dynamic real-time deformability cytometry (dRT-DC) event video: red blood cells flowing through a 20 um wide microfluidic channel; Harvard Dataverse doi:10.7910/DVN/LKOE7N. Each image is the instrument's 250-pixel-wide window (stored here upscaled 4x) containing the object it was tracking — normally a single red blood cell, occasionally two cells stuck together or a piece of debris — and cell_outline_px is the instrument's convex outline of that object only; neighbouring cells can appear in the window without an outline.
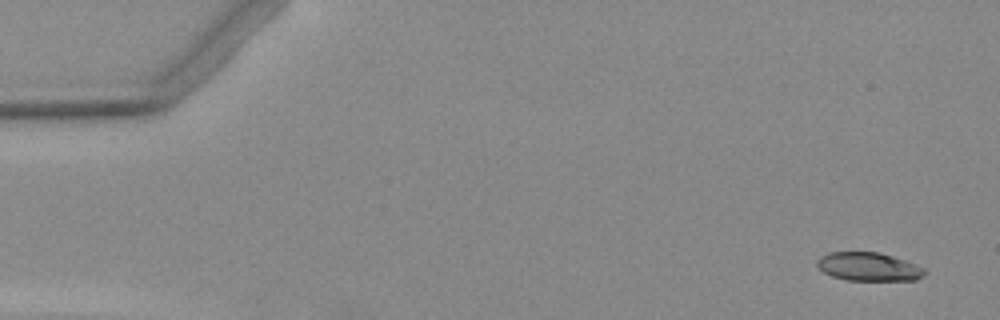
{"species": "Egyptian fruit bat (a non-hibernating species)", "species_latin": "Rousettus aegyptiacus", "temperature_condition": "warm", "stored_images_in_passage": 5, "camera_frame_rate_fps": 3000, "um_per_image_px": 0.085, "animal": {"sex": "female"}, "frame": {"image": 1, "passage_image": 1, "time_ms": 0.0, "image_size_px": [1000, 320], "cell_outline_px": [[924, 276], [916, 280], [848, 280], [832, 276], [824, 272], [816, 264], [816, 260], [820, 256], [828, 252], [880, 252], [916, 264], [924, 268]], "centroid_in_image_um": [73.82, 22.66], "position_along_channel_um": 11.2, "area_um2": 17.8}}
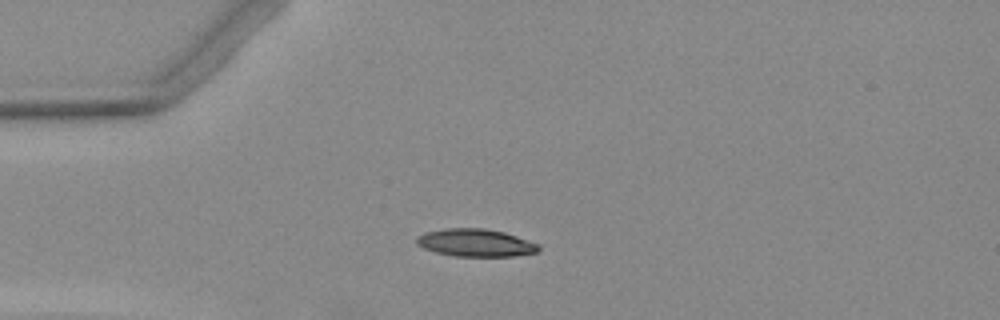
{"frame": {"image": 2, "passage_image": 4, "time_ms": 3.667, "image_size_px": [1000, 320], "cell_outline_px": [[540, 248], [536, 252], [512, 256], [456, 256], [436, 252], [424, 248], [416, 244], [416, 236], [424, 232], [444, 228], [484, 228], [504, 232], [540, 244]], "centroid_in_image_um": [40.4, 20.62], "position_along_channel_um": 44.6, "area_um2": 19.65}}